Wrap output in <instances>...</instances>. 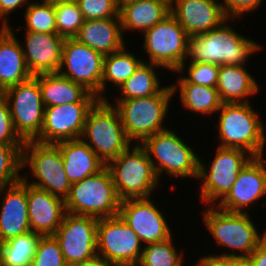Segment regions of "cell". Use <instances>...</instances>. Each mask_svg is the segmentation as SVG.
Here are the masks:
<instances>
[{
	"mask_svg": "<svg viewBox=\"0 0 266 266\" xmlns=\"http://www.w3.org/2000/svg\"><path fill=\"white\" fill-rule=\"evenodd\" d=\"M203 224L208 234L214 239L215 250L212 255L226 258L248 257L266 238V228L263 232L256 226L251 212H228L217 206H204ZM261 234V235H260ZM219 246V248H218ZM218 248V249H217Z\"/></svg>",
	"mask_w": 266,
	"mask_h": 266,
	"instance_id": "obj_2",
	"label": "cell"
},
{
	"mask_svg": "<svg viewBox=\"0 0 266 266\" xmlns=\"http://www.w3.org/2000/svg\"><path fill=\"white\" fill-rule=\"evenodd\" d=\"M228 266H252L248 257L228 258Z\"/></svg>",
	"mask_w": 266,
	"mask_h": 266,
	"instance_id": "obj_46",
	"label": "cell"
},
{
	"mask_svg": "<svg viewBox=\"0 0 266 266\" xmlns=\"http://www.w3.org/2000/svg\"><path fill=\"white\" fill-rule=\"evenodd\" d=\"M144 244L137 234L117 215L99 218L97 254L115 266H137Z\"/></svg>",
	"mask_w": 266,
	"mask_h": 266,
	"instance_id": "obj_13",
	"label": "cell"
},
{
	"mask_svg": "<svg viewBox=\"0 0 266 266\" xmlns=\"http://www.w3.org/2000/svg\"><path fill=\"white\" fill-rule=\"evenodd\" d=\"M104 57L75 38H65L57 72L101 99Z\"/></svg>",
	"mask_w": 266,
	"mask_h": 266,
	"instance_id": "obj_14",
	"label": "cell"
},
{
	"mask_svg": "<svg viewBox=\"0 0 266 266\" xmlns=\"http://www.w3.org/2000/svg\"><path fill=\"white\" fill-rule=\"evenodd\" d=\"M0 144H25L14 128L5 97L0 98Z\"/></svg>",
	"mask_w": 266,
	"mask_h": 266,
	"instance_id": "obj_40",
	"label": "cell"
},
{
	"mask_svg": "<svg viewBox=\"0 0 266 266\" xmlns=\"http://www.w3.org/2000/svg\"><path fill=\"white\" fill-rule=\"evenodd\" d=\"M38 82L44 107L99 100L82 85L74 83L58 72L38 74Z\"/></svg>",
	"mask_w": 266,
	"mask_h": 266,
	"instance_id": "obj_27",
	"label": "cell"
},
{
	"mask_svg": "<svg viewBox=\"0 0 266 266\" xmlns=\"http://www.w3.org/2000/svg\"><path fill=\"white\" fill-rule=\"evenodd\" d=\"M5 95V90L4 88L0 85V98L4 97Z\"/></svg>",
	"mask_w": 266,
	"mask_h": 266,
	"instance_id": "obj_49",
	"label": "cell"
},
{
	"mask_svg": "<svg viewBox=\"0 0 266 266\" xmlns=\"http://www.w3.org/2000/svg\"><path fill=\"white\" fill-rule=\"evenodd\" d=\"M63 158L64 171L71 184L97 174L106 164L81 139L56 143Z\"/></svg>",
	"mask_w": 266,
	"mask_h": 266,
	"instance_id": "obj_26",
	"label": "cell"
},
{
	"mask_svg": "<svg viewBox=\"0 0 266 266\" xmlns=\"http://www.w3.org/2000/svg\"><path fill=\"white\" fill-rule=\"evenodd\" d=\"M223 10L228 18L245 17L250 12L255 13L264 4L263 0H220ZM262 4V5H261Z\"/></svg>",
	"mask_w": 266,
	"mask_h": 266,
	"instance_id": "obj_41",
	"label": "cell"
},
{
	"mask_svg": "<svg viewBox=\"0 0 266 266\" xmlns=\"http://www.w3.org/2000/svg\"><path fill=\"white\" fill-rule=\"evenodd\" d=\"M252 266H266V238L248 256Z\"/></svg>",
	"mask_w": 266,
	"mask_h": 266,
	"instance_id": "obj_43",
	"label": "cell"
},
{
	"mask_svg": "<svg viewBox=\"0 0 266 266\" xmlns=\"http://www.w3.org/2000/svg\"><path fill=\"white\" fill-rule=\"evenodd\" d=\"M59 242L53 235L41 236L31 266H66Z\"/></svg>",
	"mask_w": 266,
	"mask_h": 266,
	"instance_id": "obj_38",
	"label": "cell"
},
{
	"mask_svg": "<svg viewBox=\"0 0 266 266\" xmlns=\"http://www.w3.org/2000/svg\"><path fill=\"white\" fill-rule=\"evenodd\" d=\"M144 62L161 66L173 74L188 58L189 36L170 13L143 33Z\"/></svg>",
	"mask_w": 266,
	"mask_h": 266,
	"instance_id": "obj_11",
	"label": "cell"
},
{
	"mask_svg": "<svg viewBox=\"0 0 266 266\" xmlns=\"http://www.w3.org/2000/svg\"><path fill=\"white\" fill-rule=\"evenodd\" d=\"M0 198V243L31 231L27 183L21 179L17 183L0 187Z\"/></svg>",
	"mask_w": 266,
	"mask_h": 266,
	"instance_id": "obj_20",
	"label": "cell"
},
{
	"mask_svg": "<svg viewBox=\"0 0 266 266\" xmlns=\"http://www.w3.org/2000/svg\"><path fill=\"white\" fill-rule=\"evenodd\" d=\"M56 15V33L64 38H74L84 18L77 3H56L54 4Z\"/></svg>",
	"mask_w": 266,
	"mask_h": 266,
	"instance_id": "obj_37",
	"label": "cell"
},
{
	"mask_svg": "<svg viewBox=\"0 0 266 266\" xmlns=\"http://www.w3.org/2000/svg\"><path fill=\"white\" fill-rule=\"evenodd\" d=\"M207 254V256H206ZM196 260L194 266H228V258L206 253ZM209 254V255H208Z\"/></svg>",
	"mask_w": 266,
	"mask_h": 266,
	"instance_id": "obj_44",
	"label": "cell"
},
{
	"mask_svg": "<svg viewBox=\"0 0 266 266\" xmlns=\"http://www.w3.org/2000/svg\"><path fill=\"white\" fill-rule=\"evenodd\" d=\"M81 139L107 164L132 142L127 138L118 109L99 99L89 111Z\"/></svg>",
	"mask_w": 266,
	"mask_h": 266,
	"instance_id": "obj_8",
	"label": "cell"
},
{
	"mask_svg": "<svg viewBox=\"0 0 266 266\" xmlns=\"http://www.w3.org/2000/svg\"><path fill=\"white\" fill-rule=\"evenodd\" d=\"M22 12L24 16V26L17 27L16 31L12 25L9 28L14 32L24 29V31H32L37 33H56V15L54 4L43 0H32Z\"/></svg>",
	"mask_w": 266,
	"mask_h": 266,
	"instance_id": "obj_34",
	"label": "cell"
},
{
	"mask_svg": "<svg viewBox=\"0 0 266 266\" xmlns=\"http://www.w3.org/2000/svg\"><path fill=\"white\" fill-rule=\"evenodd\" d=\"M21 168L23 172L29 168L27 173L22 174L21 179L25 183L64 200L69 195L72 184L64 171L63 158L56 144L25 142L22 148Z\"/></svg>",
	"mask_w": 266,
	"mask_h": 266,
	"instance_id": "obj_7",
	"label": "cell"
},
{
	"mask_svg": "<svg viewBox=\"0 0 266 266\" xmlns=\"http://www.w3.org/2000/svg\"><path fill=\"white\" fill-rule=\"evenodd\" d=\"M22 49L32 75L57 72L62 59L65 38L57 33L24 31Z\"/></svg>",
	"mask_w": 266,
	"mask_h": 266,
	"instance_id": "obj_21",
	"label": "cell"
},
{
	"mask_svg": "<svg viewBox=\"0 0 266 266\" xmlns=\"http://www.w3.org/2000/svg\"><path fill=\"white\" fill-rule=\"evenodd\" d=\"M41 236L29 231L0 243V266H31Z\"/></svg>",
	"mask_w": 266,
	"mask_h": 266,
	"instance_id": "obj_32",
	"label": "cell"
},
{
	"mask_svg": "<svg viewBox=\"0 0 266 266\" xmlns=\"http://www.w3.org/2000/svg\"><path fill=\"white\" fill-rule=\"evenodd\" d=\"M165 82L166 86L156 95L128 100L107 99L118 109L125 134L132 143L141 144L147 137L168 129L165 121L170 116L168 110L174 95L171 84Z\"/></svg>",
	"mask_w": 266,
	"mask_h": 266,
	"instance_id": "obj_4",
	"label": "cell"
},
{
	"mask_svg": "<svg viewBox=\"0 0 266 266\" xmlns=\"http://www.w3.org/2000/svg\"><path fill=\"white\" fill-rule=\"evenodd\" d=\"M216 114L218 147L242 149L253 157L265 155L266 125L251 102L223 103Z\"/></svg>",
	"mask_w": 266,
	"mask_h": 266,
	"instance_id": "obj_3",
	"label": "cell"
},
{
	"mask_svg": "<svg viewBox=\"0 0 266 266\" xmlns=\"http://www.w3.org/2000/svg\"><path fill=\"white\" fill-rule=\"evenodd\" d=\"M247 66L220 65L217 90L223 103H249L260 83Z\"/></svg>",
	"mask_w": 266,
	"mask_h": 266,
	"instance_id": "obj_25",
	"label": "cell"
},
{
	"mask_svg": "<svg viewBox=\"0 0 266 266\" xmlns=\"http://www.w3.org/2000/svg\"><path fill=\"white\" fill-rule=\"evenodd\" d=\"M173 95L179 94L178 99L185 111H190L198 116L211 119L221 108L223 102L220 99L217 88L190 83H170ZM179 91V92H178ZM178 92V93H177ZM176 94V95H175ZM213 115V116H212ZM211 116V117H210Z\"/></svg>",
	"mask_w": 266,
	"mask_h": 266,
	"instance_id": "obj_29",
	"label": "cell"
},
{
	"mask_svg": "<svg viewBox=\"0 0 266 266\" xmlns=\"http://www.w3.org/2000/svg\"><path fill=\"white\" fill-rule=\"evenodd\" d=\"M175 130L168 129L147 137L141 145L146 149L158 179L169 178L198 179L199 158L196 148L179 136ZM195 148V149H194ZM164 173V174H163ZM163 175V176H162Z\"/></svg>",
	"mask_w": 266,
	"mask_h": 266,
	"instance_id": "obj_5",
	"label": "cell"
},
{
	"mask_svg": "<svg viewBox=\"0 0 266 266\" xmlns=\"http://www.w3.org/2000/svg\"><path fill=\"white\" fill-rule=\"evenodd\" d=\"M30 1L32 0H0V27H9L11 25L9 22L10 15L16 10H21L23 6L25 9Z\"/></svg>",
	"mask_w": 266,
	"mask_h": 266,
	"instance_id": "obj_42",
	"label": "cell"
},
{
	"mask_svg": "<svg viewBox=\"0 0 266 266\" xmlns=\"http://www.w3.org/2000/svg\"><path fill=\"white\" fill-rule=\"evenodd\" d=\"M174 235L167 240L148 243L143 246V252L137 266H185V251L177 249ZM185 260V261H184Z\"/></svg>",
	"mask_w": 266,
	"mask_h": 266,
	"instance_id": "obj_33",
	"label": "cell"
},
{
	"mask_svg": "<svg viewBox=\"0 0 266 266\" xmlns=\"http://www.w3.org/2000/svg\"><path fill=\"white\" fill-rule=\"evenodd\" d=\"M27 201L31 231L53 235L66 213L64 199L27 184Z\"/></svg>",
	"mask_w": 266,
	"mask_h": 266,
	"instance_id": "obj_22",
	"label": "cell"
},
{
	"mask_svg": "<svg viewBox=\"0 0 266 266\" xmlns=\"http://www.w3.org/2000/svg\"><path fill=\"white\" fill-rule=\"evenodd\" d=\"M266 156L252 157L237 175L228 194L216 205L228 212L249 213L266 197ZM259 200V201H258ZM257 206H256V205Z\"/></svg>",
	"mask_w": 266,
	"mask_h": 266,
	"instance_id": "obj_17",
	"label": "cell"
},
{
	"mask_svg": "<svg viewBox=\"0 0 266 266\" xmlns=\"http://www.w3.org/2000/svg\"><path fill=\"white\" fill-rule=\"evenodd\" d=\"M64 202L67 213L99 219L117 216L121 199L117 195L111 172L105 166L97 174L73 183Z\"/></svg>",
	"mask_w": 266,
	"mask_h": 266,
	"instance_id": "obj_9",
	"label": "cell"
},
{
	"mask_svg": "<svg viewBox=\"0 0 266 266\" xmlns=\"http://www.w3.org/2000/svg\"><path fill=\"white\" fill-rule=\"evenodd\" d=\"M23 146L24 144H0V187L21 180Z\"/></svg>",
	"mask_w": 266,
	"mask_h": 266,
	"instance_id": "obj_36",
	"label": "cell"
},
{
	"mask_svg": "<svg viewBox=\"0 0 266 266\" xmlns=\"http://www.w3.org/2000/svg\"><path fill=\"white\" fill-rule=\"evenodd\" d=\"M155 199L129 198L121 200L118 215L137 234L140 241L145 245L167 240L173 236V229L166 212L159 209V203ZM165 214V216H164Z\"/></svg>",
	"mask_w": 266,
	"mask_h": 266,
	"instance_id": "obj_15",
	"label": "cell"
},
{
	"mask_svg": "<svg viewBox=\"0 0 266 266\" xmlns=\"http://www.w3.org/2000/svg\"><path fill=\"white\" fill-rule=\"evenodd\" d=\"M171 13L168 0H140L119 10L123 36L127 32L144 33Z\"/></svg>",
	"mask_w": 266,
	"mask_h": 266,
	"instance_id": "obj_28",
	"label": "cell"
},
{
	"mask_svg": "<svg viewBox=\"0 0 266 266\" xmlns=\"http://www.w3.org/2000/svg\"><path fill=\"white\" fill-rule=\"evenodd\" d=\"M124 46L120 51L111 53L104 57L103 77L101 80V99H108V90L118 89L128 78H130L139 66L144 62L143 57L136 55L132 50ZM113 85L112 89H108ZM108 92V93H107Z\"/></svg>",
	"mask_w": 266,
	"mask_h": 266,
	"instance_id": "obj_30",
	"label": "cell"
},
{
	"mask_svg": "<svg viewBox=\"0 0 266 266\" xmlns=\"http://www.w3.org/2000/svg\"><path fill=\"white\" fill-rule=\"evenodd\" d=\"M14 128L24 141H35L44 123V104L38 74L5 90Z\"/></svg>",
	"mask_w": 266,
	"mask_h": 266,
	"instance_id": "obj_12",
	"label": "cell"
},
{
	"mask_svg": "<svg viewBox=\"0 0 266 266\" xmlns=\"http://www.w3.org/2000/svg\"><path fill=\"white\" fill-rule=\"evenodd\" d=\"M98 218L65 213L53 234L59 242L66 264L90 260L97 254Z\"/></svg>",
	"mask_w": 266,
	"mask_h": 266,
	"instance_id": "obj_16",
	"label": "cell"
},
{
	"mask_svg": "<svg viewBox=\"0 0 266 266\" xmlns=\"http://www.w3.org/2000/svg\"><path fill=\"white\" fill-rule=\"evenodd\" d=\"M43 1L56 4V3H77L78 0H43Z\"/></svg>",
	"mask_w": 266,
	"mask_h": 266,
	"instance_id": "obj_48",
	"label": "cell"
},
{
	"mask_svg": "<svg viewBox=\"0 0 266 266\" xmlns=\"http://www.w3.org/2000/svg\"><path fill=\"white\" fill-rule=\"evenodd\" d=\"M77 4L84 20L120 17L116 0H78Z\"/></svg>",
	"mask_w": 266,
	"mask_h": 266,
	"instance_id": "obj_39",
	"label": "cell"
},
{
	"mask_svg": "<svg viewBox=\"0 0 266 266\" xmlns=\"http://www.w3.org/2000/svg\"><path fill=\"white\" fill-rule=\"evenodd\" d=\"M186 61L174 72L175 76L179 75L175 83H190L216 88L219 65L189 61L188 59Z\"/></svg>",
	"mask_w": 266,
	"mask_h": 266,
	"instance_id": "obj_35",
	"label": "cell"
},
{
	"mask_svg": "<svg viewBox=\"0 0 266 266\" xmlns=\"http://www.w3.org/2000/svg\"><path fill=\"white\" fill-rule=\"evenodd\" d=\"M170 9L189 38L205 34L228 19L220 0H172Z\"/></svg>",
	"mask_w": 266,
	"mask_h": 266,
	"instance_id": "obj_19",
	"label": "cell"
},
{
	"mask_svg": "<svg viewBox=\"0 0 266 266\" xmlns=\"http://www.w3.org/2000/svg\"><path fill=\"white\" fill-rule=\"evenodd\" d=\"M158 69L167 71L159 65L143 62L135 73L117 89L120 94L117 93L113 99L128 100L156 95L165 87L160 80L161 75L157 73Z\"/></svg>",
	"mask_w": 266,
	"mask_h": 266,
	"instance_id": "obj_31",
	"label": "cell"
},
{
	"mask_svg": "<svg viewBox=\"0 0 266 266\" xmlns=\"http://www.w3.org/2000/svg\"><path fill=\"white\" fill-rule=\"evenodd\" d=\"M137 1H140V0H116V3L118 6V9L120 10L123 6H126L131 3H135Z\"/></svg>",
	"mask_w": 266,
	"mask_h": 266,
	"instance_id": "obj_47",
	"label": "cell"
},
{
	"mask_svg": "<svg viewBox=\"0 0 266 266\" xmlns=\"http://www.w3.org/2000/svg\"><path fill=\"white\" fill-rule=\"evenodd\" d=\"M230 20L233 23L238 21L237 18H228L217 28L190 37L187 59L219 66H248L251 56L262 51L264 45L237 32Z\"/></svg>",
	"mask_w": 266,
	"mask_h": 266,
	"instance_id": "obj_1",
	"label": "cell"
},
{
	"mask_svg": "<svg viewBox=\"0 0 266 266\" xmlns=\"http://www.w3.org/2000/svg\"><path fill=\"white\" fill-rule=\"evenodd\" d=\"M106 167L111 172L117 195L121 200L155 198L153 195L157 188L162 187L149 155L141 144L132 143L117 158L110 160Z\"/></svg>",
	"mask_w": 266,
	"mask_h": 266,
	"instance_id": "obj_6",
	"label": "cell"
},
{
	"mask_svg": "<svg viewBox=\"0 0 266 266\" xmlns=\"http://www.w3.org/2000/svg\"><path fill=\"white\" fill-rule=\"evenodd\" d=\"M66 266H115L112 262L108 261L107 259L96 256L90 260L75 262L71 264H67Z\"/></svg>",
	"mask_w": 266,
	"mask_h": 266,
	"instance_id": "obj_45",
	"label": "cell"
},
{
	"mask_svg": "<svg viewBox=\"0 0 266 266\" xmlns=\"http://www.w3.org/2000/svg\"><path fill=\"white\" fill-rule=\"evenodd\" d=\"M32 76L18 35L9 27H0V85L6 90Z\"/></svg>",
	"mask_w": 266,
	"mask_h": 266,
	"instance_id": "obj_24",
	"label": "cell"
},
{
	"mask_svg": "<svg viewBox=\"0 0 266 266\" xmlns=\"http://www.w3.org/2000/svg\"><path fill=\"white\" fill-rule=\"evenodd\" d=\"M74 38L104 56L120 51L130 42L122 34L120 17L84 20Z\"/></svg>",
	"mask_w": 266,
	"mask_h": 266,
	"instance_id": "obj_23",
	"label": "cell"
},
{
	"mask_svg": "<svg viewBox=\"0 0 266 266\" xmlns=\"http://www.w3.org/2000/svg\"><path fill=\"white\" fill-rule=\"evenodd\" d=\"M252 157L242 149L218 146L210 163H204L200 157L197 180L201 185L198 186L200 194H196L199 201L205 206H216L231 190L237 175Z\"/></svg>",
	"mask_w": 266,
	"mask_h": 266,
	"instance_id": "obj_10",
	"label": "cell"
},
{
	"mask_svg": "<svg viewBox=\"0 0 266 266\" xmlns=\"http://www.w3.org/2000/svg\"><path fill=\"white\" fill-rule=\"evenodd\" d=\"M95 103L75 102L44 107V123L35 141L56 144L81 138L87 115Z\"/></svg>",
	"mask_w": 266,
	"mask_h": 266,
	"instance_id": "obj_18",
	"label": "cell"
}]
</instances>
